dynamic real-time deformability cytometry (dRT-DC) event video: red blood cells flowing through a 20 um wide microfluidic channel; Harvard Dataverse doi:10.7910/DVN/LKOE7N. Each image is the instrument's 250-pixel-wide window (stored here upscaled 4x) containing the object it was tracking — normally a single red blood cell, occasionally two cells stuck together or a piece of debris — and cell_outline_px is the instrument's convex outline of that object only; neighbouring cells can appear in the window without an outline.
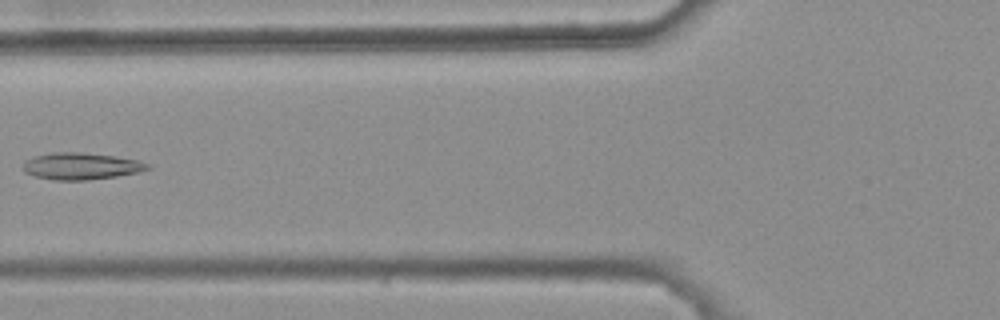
{"species": "common noctule bat (a hibernating species)", "species_latin": "Nyctalus noctula", "temperature_condition": "warm", "stored_images_in_passage": 4, "camera_frame_rate_fps": 3000, "um_per_image_px": 0.085, "animal": {"sex": "female", "body_mass_g": 25.1}, "frame": {"image": 1, "passage_image": 4, "time_ms": 1.0, "image_size_px": [1000, 320], "cell_outline_px": [[152, 168], [136, 172], [116, 176], [88, 180], [52, 180], [36, 176], [24, 172], [20, 168], [28, 160], [36, 156], [52, 152], [80, 152], [116, 156], [136, 160], [148, 164]], "centroid_in_image_um": [6.87, 14.12], "position_along_channel_um": 118.9, "area_um2": 19.31}}